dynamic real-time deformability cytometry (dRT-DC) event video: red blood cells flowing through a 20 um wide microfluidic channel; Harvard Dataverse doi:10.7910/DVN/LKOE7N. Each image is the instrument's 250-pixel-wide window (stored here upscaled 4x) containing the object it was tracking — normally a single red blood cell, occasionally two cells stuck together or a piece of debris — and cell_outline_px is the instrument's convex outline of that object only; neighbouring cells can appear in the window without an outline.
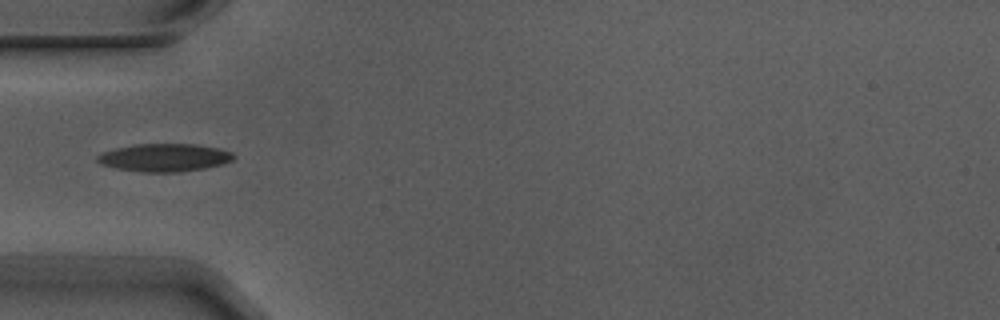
{"species": "Egyptian fruit bat (a non-hibernating species)", "species_latin": "Rousettus aegyptiacus", "temperature_condition": "warm", "stored_images_in_passage": 6, "camera_frame_rate_fps": 3000, "um_per_image_px": 0.085, "animal": {"sex": "male"}, "frame": {"image": 1, "passage_image": 3, "time_ms": 0.667, "image_size_px": [1000, 320], "cell_outline_px": [[236, 156], [232, 160], [224, 164], [204, 168], [180, 172], [144, 172], [116, 168], [100, 164], [96, 160], [96, 156], [104, 152], [116, 148], [136, 144], [192, 144], [220, 148], [232, 152]], "centroid_in_image_um": [14.0, 13.39], "position_along_channel_um": 71.0, "area_um2": 22.14}}
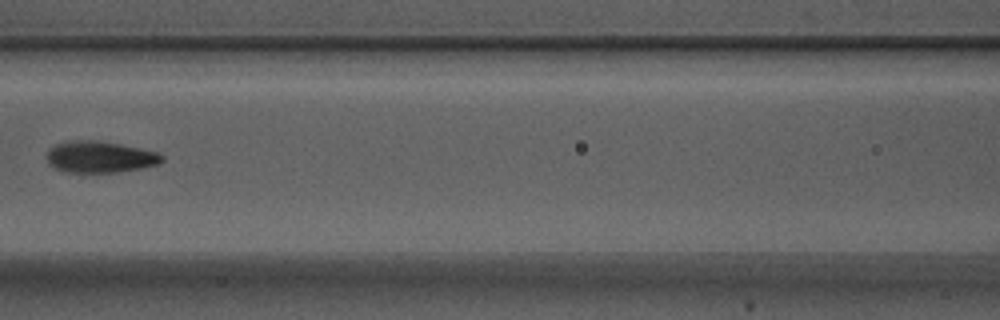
{"frame": {"image": 2, "passage_image": 5, "time_ms": 1.333, "image_size_px": [1000, 320], "cell_outline_px": [[164, 160], [160, 164], [140, 168], [116, 172], [64, 172], [48, 164], [48, 148], [56, 144], [68, 140], [96, 140], [120, 144], [140, 148], [156, 152], [164, 156]], "centroid_in_image_um": [8.49, 13.33], "position_along_channel_um": 158.1, "area_um2": 21.15}}
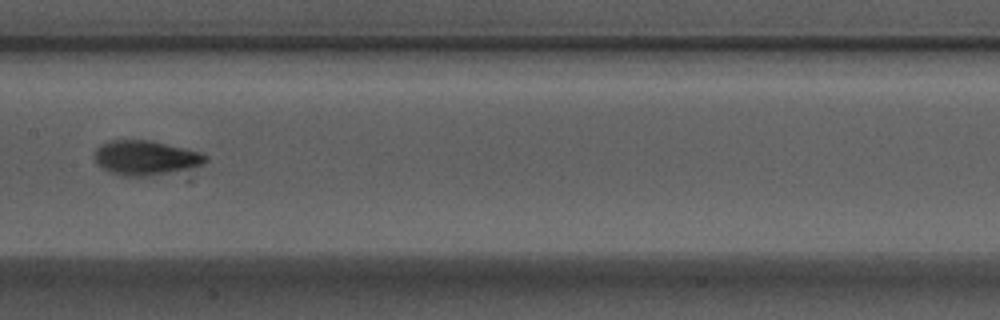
{"frame": {"image": 3, "passage_image": 6, "time_ms": 1.667, "image_size_px": [1000, 320], "cell_outline_px": [[208, 160], [204, 164], [168, 172], [144, 176], [120, 176], [108, 172], [100, 168], [96, 164], [92, 152], [100, 144], [112, 140], [148, 140], [200, 152], [208, 156]], "centroid_in_image_um": [12.28, 13.41], "position_along_channel_um": 195.1, "area_um2": 22.31}}